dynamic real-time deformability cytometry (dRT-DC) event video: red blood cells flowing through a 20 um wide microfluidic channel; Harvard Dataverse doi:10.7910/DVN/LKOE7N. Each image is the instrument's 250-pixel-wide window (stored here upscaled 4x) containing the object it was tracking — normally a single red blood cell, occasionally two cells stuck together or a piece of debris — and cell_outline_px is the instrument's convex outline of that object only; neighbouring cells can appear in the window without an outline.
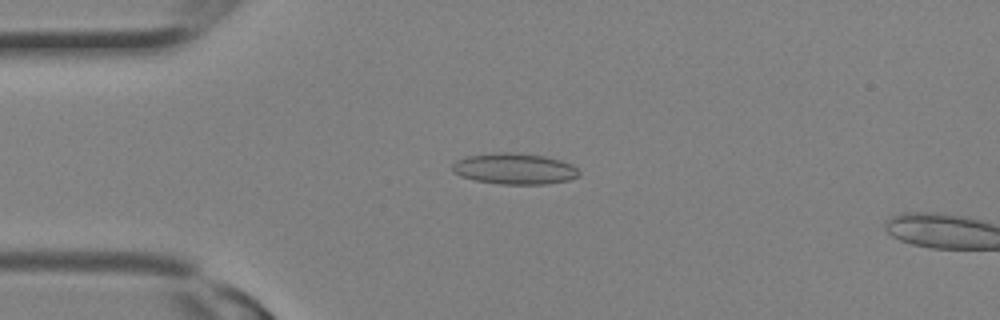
{"species": "Egyptian fruit bat (a non-hibernating species)", "species_latin": "Rousettus aegyptiacus", "temperature_condition": "room temperature", "stored_images_in_passage": 4, "camera_frame_rate_fps": 3000, "um_per_image_px": 0.085, "animal": {"sex": "female"}, "frame": {"image": 1, "passage_image": 4, "time_ms": 1.0, "image_size_px": [1000, 320], "cell_outline_px": [[580, 176], [568, 180], [548, 184], [500, 184], [476, 180], [460, 176], [452, 172], [452, 164], [456, 160], [468, 156], [500, 152], [516, 152], [544, 156], [560, 160], [572, 164], [580, 172]], "centroid_in_image_um": [43.74, 14.34], "position_along_channel_um": 41.3, "area_um2": 23.0}}